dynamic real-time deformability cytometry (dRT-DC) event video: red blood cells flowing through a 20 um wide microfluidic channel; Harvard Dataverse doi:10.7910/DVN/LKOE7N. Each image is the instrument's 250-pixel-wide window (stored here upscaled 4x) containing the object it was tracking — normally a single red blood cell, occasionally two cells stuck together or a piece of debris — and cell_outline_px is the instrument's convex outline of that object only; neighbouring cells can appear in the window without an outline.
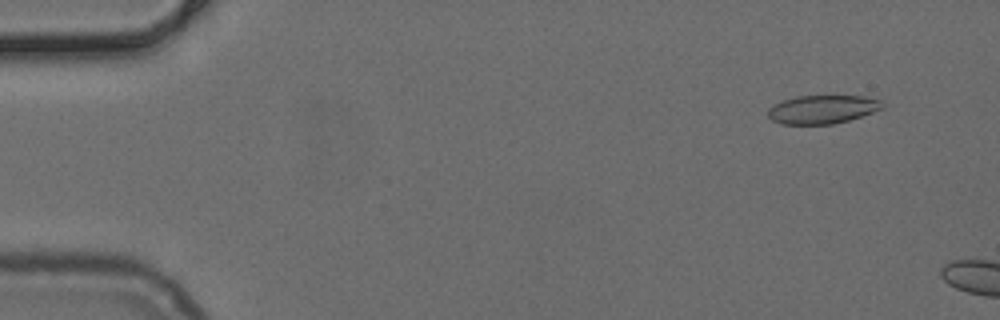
{"species": "common noctule bat (a hibernating species)", "species_latin": "Nyctalus noctula", "temperature_condition": "cold", "stored_images_in_passage": 8, "camera_frame_rate_fps": 3000, "um_per_image_px": 0.085, "animal": {"sex": "female", "body_mass_g": 24.6, "forearm_length_mm": 56.2}, "frame": {"image": 1, "passage_image": 4, "time_ms": 1.0, "image_size_px": [1000, 320], "cell_outline_px": [[884, 108], [848, 120], [832, 124], [780, 124], [772, 120], [768, 116], [768, 108], [784, 100], [796, 96], [864, 96], [880, 100], [884, 104]], "centroid_in_image_um": [69.9, 9.3], "position_along_channel_um": 15.1, "area_um2": 18.84}}